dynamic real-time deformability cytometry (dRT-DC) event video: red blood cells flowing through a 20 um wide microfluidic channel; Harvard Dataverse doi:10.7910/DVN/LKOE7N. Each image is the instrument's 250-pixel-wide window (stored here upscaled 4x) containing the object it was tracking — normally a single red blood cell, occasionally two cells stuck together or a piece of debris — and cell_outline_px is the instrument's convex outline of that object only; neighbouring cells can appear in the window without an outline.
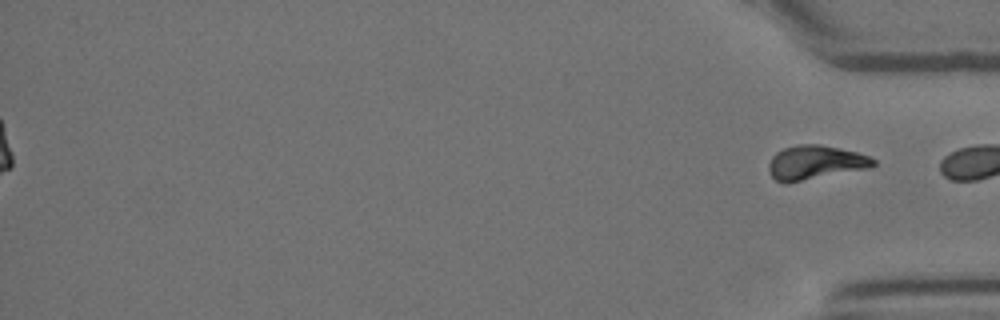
{"species": "Egyptian fruit bat (a non-hibernating species)", "species_latin": "Rousettus aegyptiacus", "temperature_condition": "room temperature", "stored_images_in_passage": 43, "segment_of_instrument_passage": [2, 2], "camera_frame_rate_fps": 3000, "um_per_image_px": 0.085, "animal": {"sex": "female"}, "frame": {"image": 1, "passage_image": 43, "time_ms": 14.0, "image_size_px": [1000, 320], "cell_outline_px": [[876, 164], [872, 168], [784, 184], [776, 180], [772, 176], [768, 168], [768, 164], [772, 156], [776, 152], [784, 148], [796, 144], [820, 144], [856, 152], [868, 156], [876, 160]], "centroid_in_image_um": [69.3, 13.82], "position_along_channel_um": 365.9, "area_um2": 20.98}}